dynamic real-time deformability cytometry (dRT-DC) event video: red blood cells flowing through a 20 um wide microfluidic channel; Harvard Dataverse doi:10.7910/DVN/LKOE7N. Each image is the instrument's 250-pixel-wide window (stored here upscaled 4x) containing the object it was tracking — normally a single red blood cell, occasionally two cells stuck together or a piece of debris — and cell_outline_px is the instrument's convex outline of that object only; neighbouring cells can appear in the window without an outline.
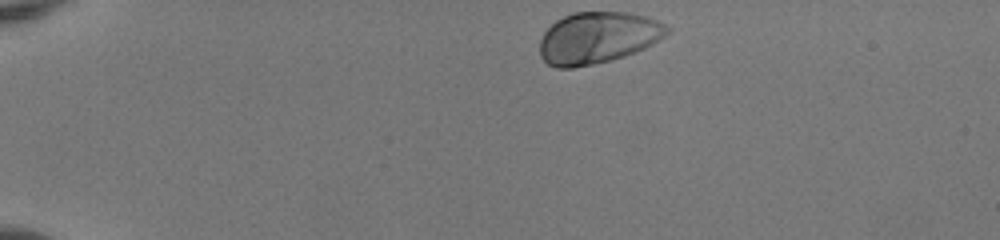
{"species": "human", "species_latin": "Homo sapiens", "temperature_condition": "room temperature", "stored_images_in_passage": 43, "camera_frame_rate_fps": 3000, "um_per_image_px": 0.085, "donor": {"sex": "female"}, "frame": {"image": 1, "passage_image": 1, "time_ms": 0.0, "image_size_px": [1000, 240], "cell_outline_px": [[672, 32], [660, 40], [636, 52], [612, 60], [572, 68], [556, 68], [548, 64], [540, 56], [540, 40], [544, 32], [556, 20], [564, 16], [576, 12], [628, 12], [648, 16], [672, 28]], "centroid_in_image_um": [50.85, 3.2], "position_along_channel_um": 34.2, "area_um2": 38.55}}
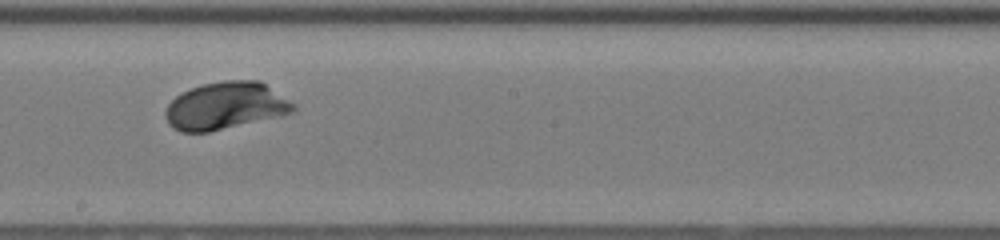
{"frame": {"image": 2, "passage_image": 22, "time_ms": 7.0, "image_size_px": [1000, 240], "cell_outline_px": [[296, 108], [292, 112], [280, 116], [208, 132], [180, 132], [172, 128], [168, 124], [164, 116], [164, 112], [168, 104], [176, 96], [192, 88], [204, 84], [224, 80], [260, 80], [296, 104]], "centroid_in_image_um": [19.17, 9.0], "position_along_channel_um": 229.0, "area_um2": 35.32}}
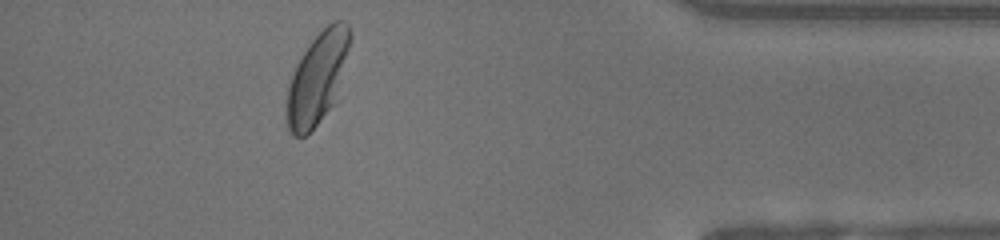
{"frame": {"image": 3, "passage_image": 38, "time_ms": 12.333, "image_size_px": [1000, 240], "cell_outline_px": [[352, 40], [332, 104], [316, 124], [304, 136], [292, 136], [288, 132], [288, 88], [296, 64], [308, 44], [332, 20], [344, 20], [348, 24], [352, 32]], "centroid_in_image_um": [26.99, 6.55], "position_along_channel_um": 408.2, "area_um2": 32.71}, "authors_computed_cell_mechanics": {"area_um2": 35.3158, "velocity_mm_per_s": 3.9419, "shape_relaxation_time_tau1_ms": 1.5019, "shape_relaxation_time_tau2_ms": null, "deformation_change_tau1": 0.1227, "deformation_change_tau2": null}}